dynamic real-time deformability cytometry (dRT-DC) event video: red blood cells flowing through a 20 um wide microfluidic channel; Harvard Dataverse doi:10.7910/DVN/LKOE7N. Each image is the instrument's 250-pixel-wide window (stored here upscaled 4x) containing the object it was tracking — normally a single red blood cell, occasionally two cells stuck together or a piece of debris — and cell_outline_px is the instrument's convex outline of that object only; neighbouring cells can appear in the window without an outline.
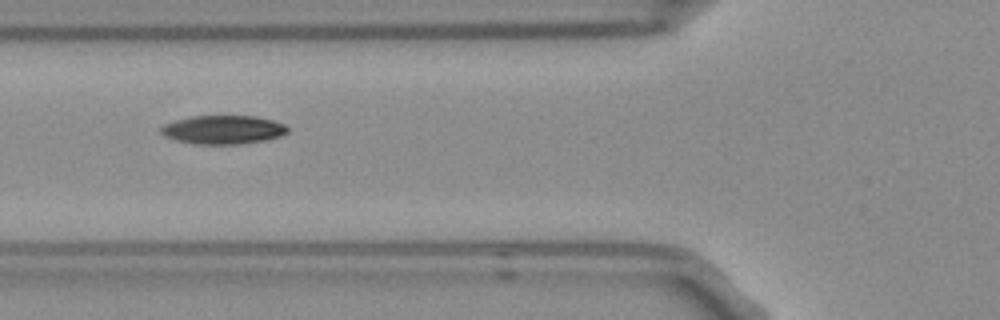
{"species": "Egyptian fruit bat (a non-hibernating species)", "species_latin": "Rousettus aegyptiacus", "temperature_condition": "room temperature", "stored_images_in_passage": 4, "camera_frame_rate_fps": 3000, "um_per_image_px": 0.085, "frame": {"image": 1, "passage_image": 4, "time_ms": 1.0, "image_size_px": [1000, 320], "cell_outline_px": [[288, 132], [280, 136], [264, 140], [236, 144], [196, 144], [176, 140], [164, 136], [160, 132], [160, 128], [164, 124], [188, 116], [256, 116], [272, 120], [284, 124], [288, 128]], "centroid_in_image_um": [18.94, 11.02], "position_along_channel_um": 106.9, "area_um2": 21.1}}